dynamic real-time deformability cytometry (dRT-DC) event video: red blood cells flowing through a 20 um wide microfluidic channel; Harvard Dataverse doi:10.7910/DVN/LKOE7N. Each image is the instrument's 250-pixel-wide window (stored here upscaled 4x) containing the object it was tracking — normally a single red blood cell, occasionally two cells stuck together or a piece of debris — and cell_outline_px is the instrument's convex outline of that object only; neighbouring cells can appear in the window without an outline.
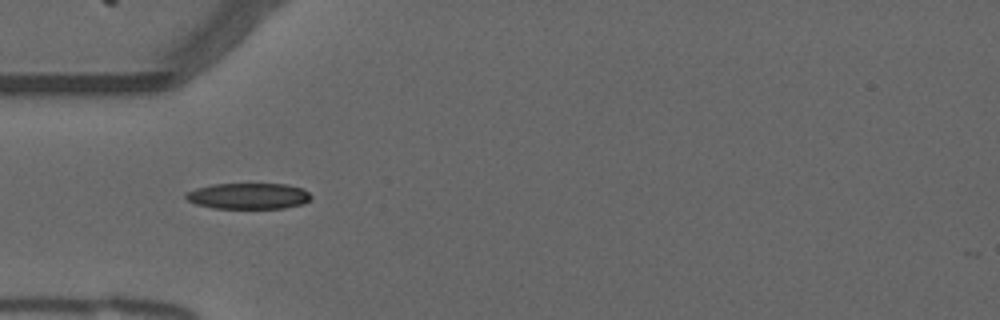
{"species": "common noctule bat (a hibernating species)", "species_latin": "Nyctalus noctula", "temperature_condition": "warm", "stored_images_in_passage": 24, "camera_frame_rate_fps": 3000, "um_per_image_px": 0.085, "animal": {"sex": "male", "forearm_length_mm": 52.5}, "frame": {"image": 1, "passage_image": 1, "time_ms": 0.0, "image_size_px": [1000, 320], "cell_outline_px": [[312, 196], [304, 204], [284, 208], [212, 208], [196, 204], [188, 200], [184, 196], [188, 192], [196, 188], [212, 184], [288, 184], [304, 188]], "centroid_in_image_um": [21.15, 16.66], "position_along_channel_um": 63.9, "area_um2": 19.02}}
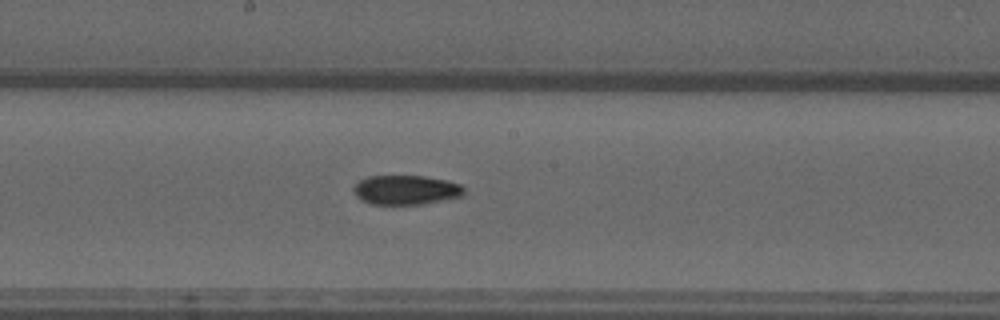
{"frame": {"image": 2, "passage_image": 13, "time_ms": 4.0, "image_size_px": [1000, 320], "cell_outline_px": [[464, 192], [460, 196], [424, 204], [372, 204], [360, 200], [356, 196], [352, 188], [360, 180], [368, 176], [424, 176], [444, 180], [460, 184], [464, 188]], "centroid_in_image_um": [34.46, 16.14], "position_along_channel_um": 213.7, "area_um2": 18.79}}
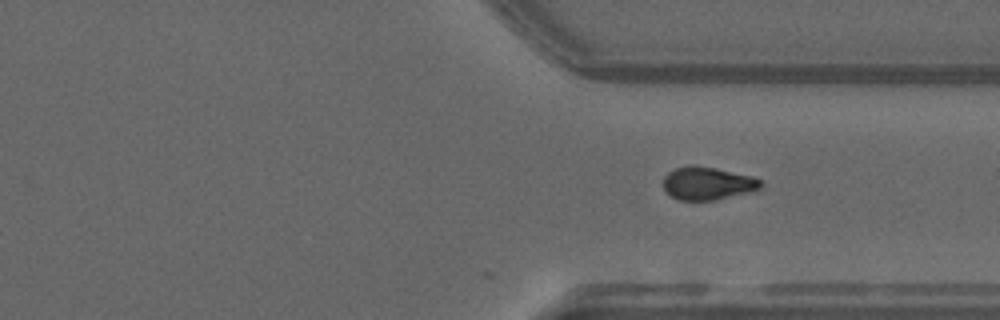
{"frame": {"image": 3, "passage_image": 24, "time_ms": 7.667, "image_size_px": [1000, 320], "cell_outline_px": [[764, 184], [760, 188], [748, 192], [712, 200], [680, 200], [664, 192], [664, 176], [668, 172], [676, 168], [692, 164], [716, 168], [752, 176], [760, 180]], "centroid_in_image_um": [60.12, 15.57], "position_along_channel_um": 351.3, "area_um2": 18.61}}